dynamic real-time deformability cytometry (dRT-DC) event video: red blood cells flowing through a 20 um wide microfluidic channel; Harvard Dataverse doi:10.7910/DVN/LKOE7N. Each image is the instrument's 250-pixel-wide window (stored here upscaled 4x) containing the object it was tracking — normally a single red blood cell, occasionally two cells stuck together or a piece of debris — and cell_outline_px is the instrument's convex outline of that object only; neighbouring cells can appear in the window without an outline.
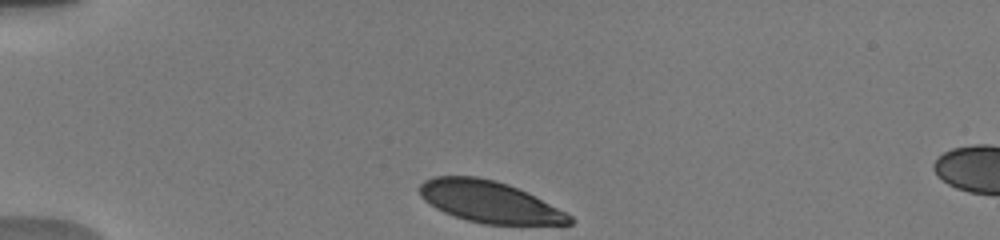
{"species": "human", "species_latin": "Homo sapiens", "temperature_condition": "warm", "stored_images_in_passage": 3, "camera_frame_rate_fps": 3000, "um_per_image_px": 0.085, "donor": {"sex": "male"}, "frame": {"image": 1, "passage_image": 1, "time_ms": 0.0, "image_size_px": [1000, 240], "cell_outline_px": [[572, 224], [484, 224], [468, 220], [444, 212], [436, 208], [424, 200], [420, 196], [420, 184], [424, 180], [432, 176], [476, 176], [496, 180], [508, 184], [572, 216]], "centroid_in_image_um": [41.52, 17.14], "position_along_channel_um": 43.5, "area_um2": 35.6}}